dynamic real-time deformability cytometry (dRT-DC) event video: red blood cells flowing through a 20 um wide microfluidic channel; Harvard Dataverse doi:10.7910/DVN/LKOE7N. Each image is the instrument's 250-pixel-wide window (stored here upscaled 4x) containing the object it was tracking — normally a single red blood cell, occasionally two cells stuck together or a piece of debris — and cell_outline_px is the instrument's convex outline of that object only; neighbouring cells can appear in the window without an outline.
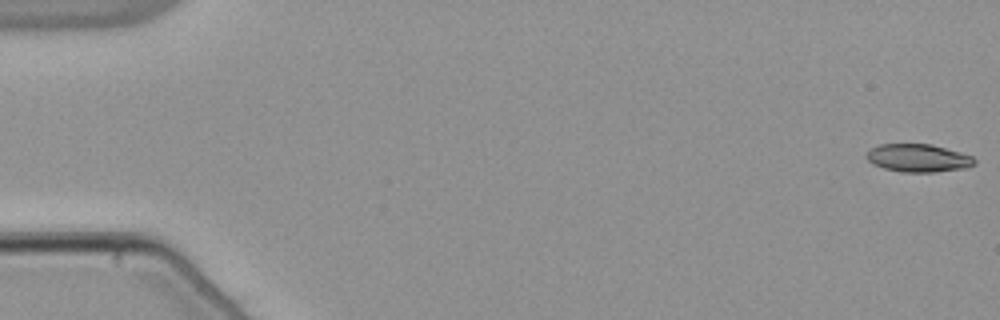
{"species": "common noctule bat (a hibernating species)", "species_latin": "Nyctalus noctula", "temperature_condition": "warm", "stored_images_in_passage": 54, "camera_frame_rate_fps": 3000, "um_per_image_px": 0.085, "animal": {"sex": "male", "body_mass_g": 21.5, "forearm_length_mm": 52.0}, "frame": {"image": 1, "passage_image": 1, "time_ms": 0.0, "image_size_px": [1000, 320], "cell_outline_px": [[976, 164], [964, 168], [932, 172], [900, 172], [884, 168], [872, 164], [864, 156], [868, 148], [880, 144], [932, 144], [960, 152], [972, 156], [976, 160]], "centroid_in_image_um": [78.0, 13.42], "position_along_channel_um": 7.0, "area_um2": 17.74}}
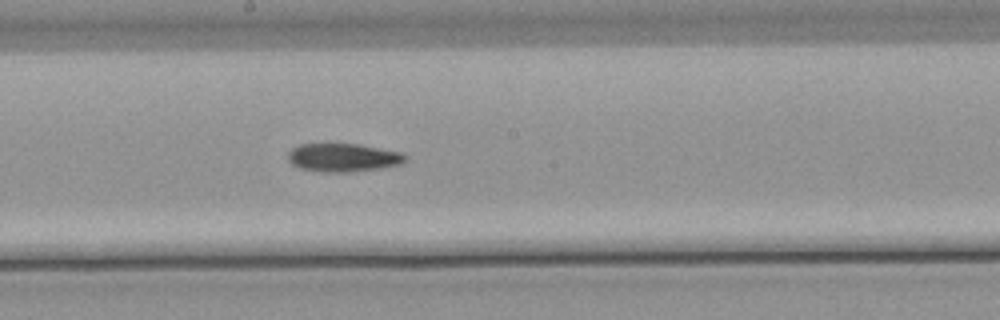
{"frame": {"image": 2, "passage_image": 30, "time_ms": 9.667, "image_size_px": [1000, 320], "cell_outline_px": [[408, 160], [400, 164], [380, 168], [348, 172], [320, 172], [300, 168], [292, 164], [288, 160], [288, 152], [292, 148], [300, 144], [360, 144], [404, 152], [408, 156]], "centroid_in_image_um": [29.21, 13.39], "position_along_channel_um": 219.0, "area_um2": 19.59}}
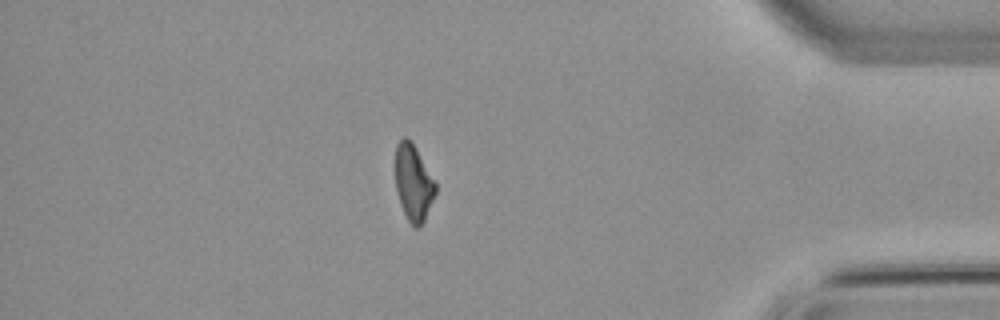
{"frame": {"image": 3, "passage_image": 47, "time_ms": 15.333, "image_size_px": [1000, 320], "cell_outline_px": [[436, 192], [424, 220], [416, 228], [408, 220], [404, 212], [396, 188], [396, 144], [404, 136], [408, 136], [436, 184]], "centroid_in_image_um": [35.13, 15.51], "position_along_channel_um": 400.1, "area_um2": 17.17}}